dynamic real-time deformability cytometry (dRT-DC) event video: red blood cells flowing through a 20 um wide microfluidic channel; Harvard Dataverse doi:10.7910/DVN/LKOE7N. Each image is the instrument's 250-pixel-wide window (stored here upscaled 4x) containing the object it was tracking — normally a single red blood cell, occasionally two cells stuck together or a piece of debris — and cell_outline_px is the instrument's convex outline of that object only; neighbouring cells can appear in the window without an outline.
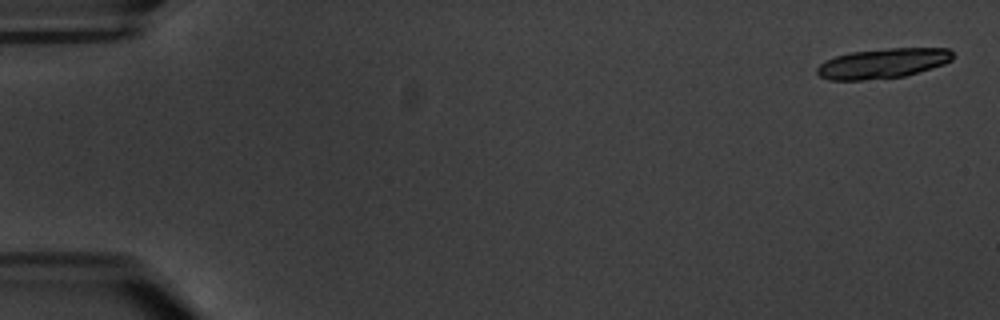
{"species": "common noctule bat (a hibernating species)", "species_latin": "Nyctalus noctula", "temperature_condition": "warm", "stored_images_in_passage": 5, "camera_frame_rate_fps": 3000, "um_per_image_px": 0.085, "animal": {"sex": "male", "body_mass_g": 20.1, "forearm_length_mm": 53.5}, "frame": {"image": 1, "passage_image": 1, "time_ms": 0.0, "image_size_px": [1000, 320], "cell_outline_px": [[952, 60], [944, 64], [904, 76], [864, 80], [828, 80], [820, 76], [816, 72], [816, 68], [820, 64], [836, 56], [848, 52], [888, 48], [948, 48], [952, 52]], "centroid_in_image_um": [75.02, 5.38], "position_along_channel_um": 10.0, "area_um2": 23.58}}